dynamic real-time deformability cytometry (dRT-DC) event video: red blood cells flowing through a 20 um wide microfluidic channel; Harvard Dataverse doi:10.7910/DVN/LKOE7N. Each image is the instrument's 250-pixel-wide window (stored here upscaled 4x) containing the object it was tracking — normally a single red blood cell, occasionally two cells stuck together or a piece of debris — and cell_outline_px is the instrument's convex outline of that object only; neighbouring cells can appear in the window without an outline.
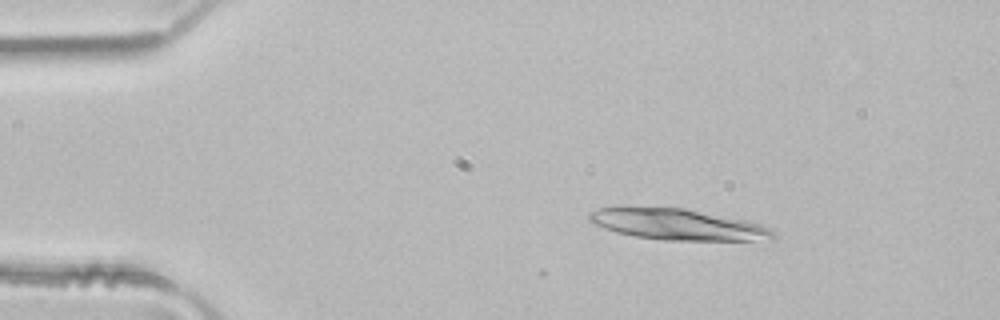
{"species": "common noctule bat (a hibernating species)", "species_latin": "Nyctalus noctula", "temperature_condition": "room temperature", "stored_images_in_passage": 3, "camera_frame_rate_fps": 3000, "um_per_image_px": 0.085, "animal": {"sex": "male", "body_mass_g": 21.5, "forearm_length_mm": 52.0}, "frame": {"image": 1, "passage_image": 1, "time_ms": 0.0, "image_size_px": [1000, 320], "cell_outline_px": [[776, 240], [664, 240], [636, 236], [616, 232], [604, 228], [588, 220], [588, 212], [600, 208], [616, 204], [620, 204], [688, 208], [748, 220], [760, 224], [768, 228], [776, 236]], "centroid_in_image_um": [57.53, 19.02], "position_along_channel_um": 27.5, "area_um2": 34.39}}